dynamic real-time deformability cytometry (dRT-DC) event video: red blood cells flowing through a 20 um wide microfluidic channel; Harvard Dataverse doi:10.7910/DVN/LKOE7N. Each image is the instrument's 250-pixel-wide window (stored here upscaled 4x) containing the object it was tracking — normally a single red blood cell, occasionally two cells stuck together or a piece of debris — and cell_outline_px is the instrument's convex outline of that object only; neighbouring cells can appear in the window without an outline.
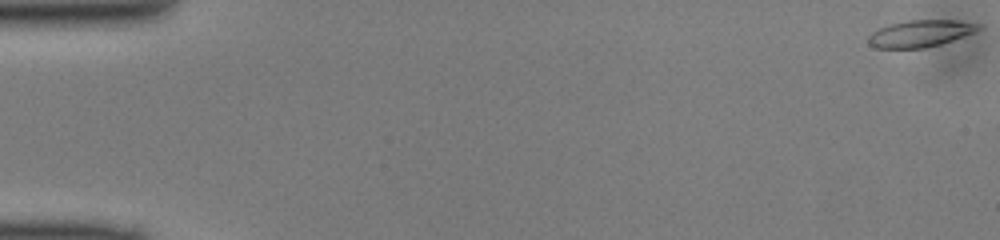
{"species": "common noctule bat (a hibernating species)", "species_latin": "Nyctalus noctula", "temperature_condition": "cold", "stored_images_in_passage": 50, "camera_frame_rate_fps": 3000, "um_per_image_px": 0.085, "animal": {"sex": "male", "body_mass_g": 13.0, "forearm_length_mm": 53.1}, "frame": {"image": 1, "passage_image": 1, "time_ms": 0.0, "image_size_px": [1000, 240], "cell_outline_px": [[984, 28], [976, 32], [940, 44], [924, 48], [876, 48], [868, 44], [868, 36], [872, 32], [888, 24], [908, 20], [952, 20], [980, 24]], "centroid_in_image_um": [78.23, 2.85], "position_along_channel_um": 6.8, "area_um2": 17.28}}
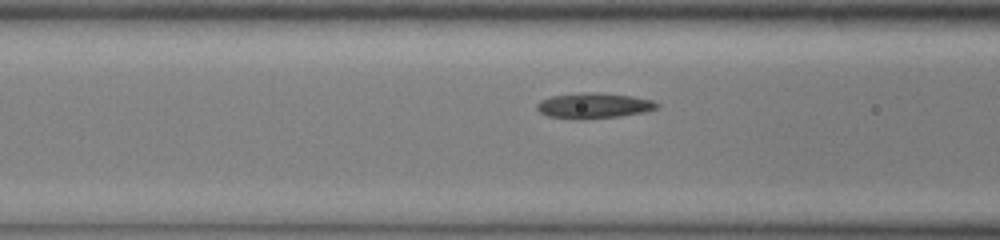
{"frame": {"image": 2, "passage_image": 20, "time_ms": 6.333, "image_size_px": [1000, 240], "cell_outline_px": [[660, 108], [644, 112], [620, 116], [548, 116], [540, 112], [536, 108], [536, 104], [540, 100], [552, 96], [580, 92], [596, 92], [632, 96], [652, 100], [660, 104]], "centroid_in_image_um": [50.53, 8.92], "position_along_channel_um": 116.1, "area_um2": 16.99}}
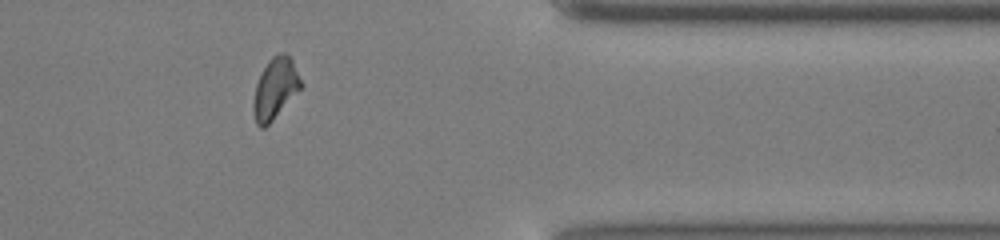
{"frame": {"image": 3, "passage_image": 41, "time_ms": 13.333, "image_size_px": [1000, 240], "cell_outline_px": [[300, 88], [272, 120], [264, 128], [260, 128], [256, 124], [252, 108], [252, 104], [256, 84], [268, 60], [272, 56], [280, 52], [288, 52], [292, 60], [300, 80]], "centroid_in_image_um": [23.35, 7.5], "position_along_channel_um": 388.1, "area_um2": 16.47}}